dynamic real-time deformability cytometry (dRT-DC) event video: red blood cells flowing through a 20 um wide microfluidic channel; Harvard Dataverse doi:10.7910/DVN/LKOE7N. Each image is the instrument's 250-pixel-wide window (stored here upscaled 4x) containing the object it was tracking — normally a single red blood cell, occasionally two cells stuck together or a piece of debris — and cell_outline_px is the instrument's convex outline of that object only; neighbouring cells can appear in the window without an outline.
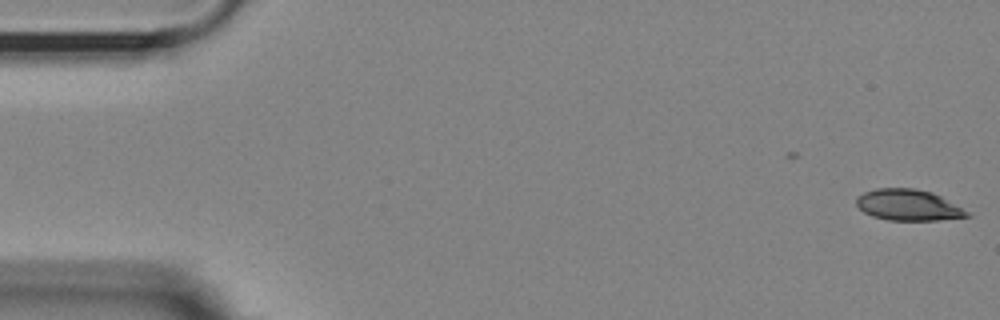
{"species": "Egyptian fruit bat (a non-hibernating species)", "species_latin": "Rousettus aegyptiacus", "temperature_condition": "room temperature", "stored_images_in_passage": 51, "camera_frame_rate_fps": 3000, "um_per_image_px": 0.085, "animal": {"sex": "female"}, "frame": {"image": 1, "passage_image": 1, "time_ms": 0.0, "image_size_px": [1000, 320], "cell_outline_px": [[972, 216], [936, 220], [888, 220], [872, 216], [864, 212], [856, 204], [856, 196], [864, 192], [876, 188], [916, 188], [932, 192], [972, 212]], "centroid_in_image_um": [77.23, 17.42], "position_along_channel_um": 7.8, "area_um2": 20.23}}
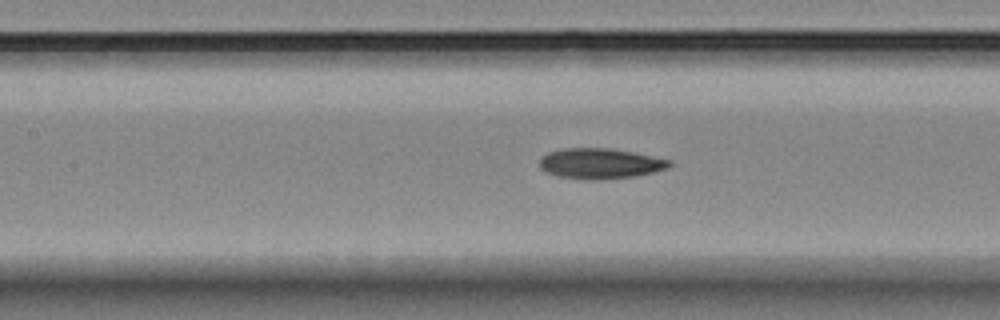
{"frame": {"image": 2, "passage_image": 24, "time_ms": 7.667, "image_size_px": [1000, 320], "cell_outline_px": [[672, 164], [668, 168], [636, 176], [600, 180], [596, 180], [556, 176], [540, 168], [540, 156], [548, 152], [564, 148], [612, 148], [672, 160]], "centroid_in_image_um": [51.01, 13.89], "position_along_channel_um": 156.4, "area_um2": 23.06}}
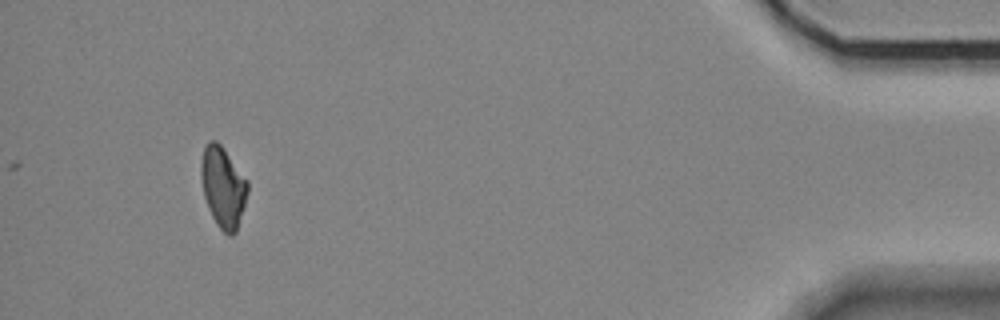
{"frame": {"image": 3, "passage_image": 51, "time_ms": 16.667, "image_size_px": [1000, 320], "cell_outline_px": [[248, 192], [236, 232], [232, 236], [228, 236], [216, 224], [208, 208], [204, 196], [200, 176], [200, 164], [204, 148], [208, 140], [216, 140], [224, 148], [248, 180]], "centroid_in_image_um": [18.95, 15.88], "position_along_channel_um": 416.2, "area_um2": 22.08}, "authors_computed_cell_mechanics": {"area_um2": 22.253, "velocity_mm_per_s": 3.6433, "shape_relaxation_time_tau1_ms": 6.5778, "shape_relaxation_time_tau2_ms": null, "deformation_change_tau1": 0.1397, "deformation_change_tau2": null}}